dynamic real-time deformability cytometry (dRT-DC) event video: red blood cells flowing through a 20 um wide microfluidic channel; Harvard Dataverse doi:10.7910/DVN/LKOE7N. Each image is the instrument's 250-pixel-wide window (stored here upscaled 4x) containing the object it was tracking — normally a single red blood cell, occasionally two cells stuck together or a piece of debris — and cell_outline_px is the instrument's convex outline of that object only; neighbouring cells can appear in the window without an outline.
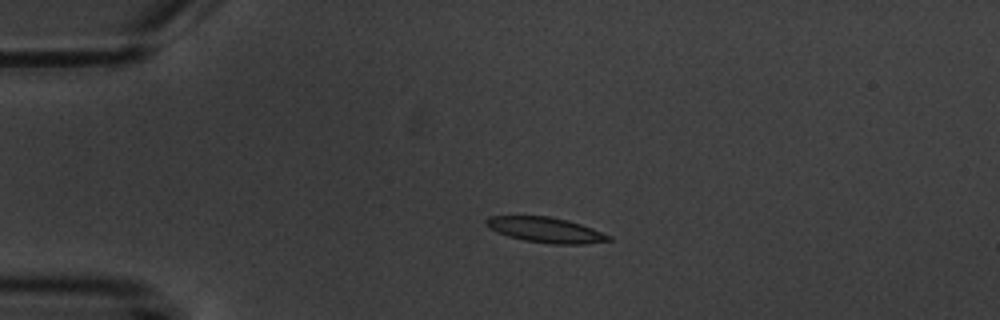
{"species": "common noctule bat (a hibernating species)", "species_latin": "Nyctalus noctula", "temperature_condition": "warm", "stored_images_in_passage": 4, "camera_frame_rate_fps": 3000, "um_per_image_px": 0.085, "animal": {"sex": "male", "body_mass_g": 20.1, "forearm_length_mm": 53.5}, "frame": {"image": 1, "passage_image": 3, "time_ms": 3.0, "image_size_px": [1000, 320], "cell_outline_px": [[612, 240], [584, 244], [552, 244], [524, 240], [508, 236], [496, 232], [488, 228], [484, 224], [484, 220], [488, 216], [548, 216], [568, 220], [592, 228], [612, 236]], "centroid_in_image_um": [46.35, 19.54], "position_along_channel_um": 38.7, "area_um2": 18.15}}